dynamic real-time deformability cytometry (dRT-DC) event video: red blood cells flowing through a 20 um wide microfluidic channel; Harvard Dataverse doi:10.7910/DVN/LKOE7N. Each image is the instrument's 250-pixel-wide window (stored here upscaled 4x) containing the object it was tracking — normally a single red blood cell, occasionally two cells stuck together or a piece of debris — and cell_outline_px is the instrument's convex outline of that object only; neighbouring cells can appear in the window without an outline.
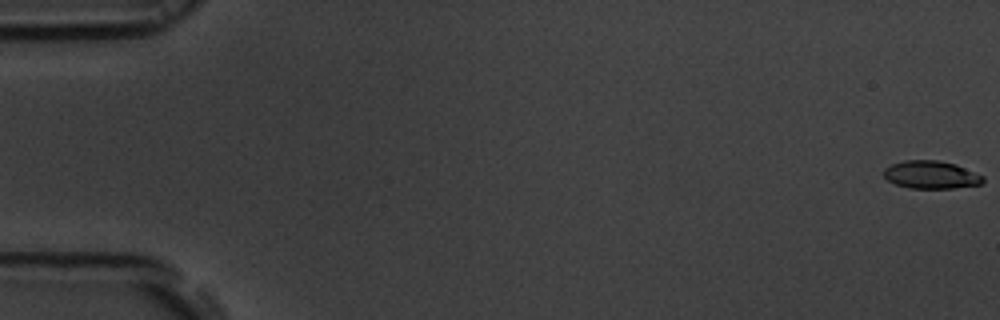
{"species": "common noctule bat (a hibernating species)", "species_latin": "Nyctalus noctula", "temperature_condition": "room temperature", "stored_images_in_passage": 55, "camera_frame_rate_fps": 3000, "um_per_image_px": 0.085, "animal": {"sex": "male", "body_mass_g": 19.5, "forearm_length_mm": 54.6}, "frame": {"image": 1, "passage_image": 1, "time_ms": 0.0, "image_size_px": [1000, 320], "cell_outline_px": [[984, 184], [952, 188], [908, 188], [896, 184], [888, 180], [884, 176], [884, 168], [892, 164], [904, 160], [940, 160], [956, 164], [984, 176]], "centroid_in_image_um": [79.16, 14.85], "position_along_channel_um": 5.8, "area_um2": 16.18}}
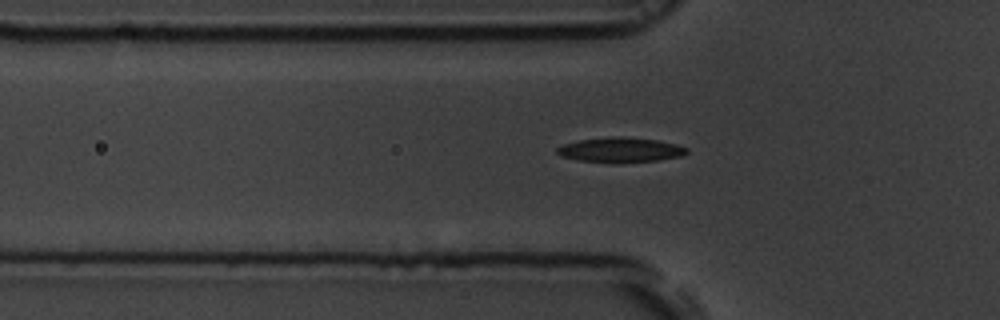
{"frame": {"image": 2, "passage_image": 19, "time_ms": 6.0, "image_size_px": [1000, 320], "cell_outline_px": [[688, 152], [684, 156], [656, 160], [612, 164], [580, 160], [560, 156], [556, 152], [556, 148], [564, 144], [580, 140], [612, 136], [620, 136], [656, 140], [676, 144], [688, 148]], "centroid_in_image_um": [52.74, 12.75], "position_along_channel_um": 73.1, "area_um2": 18.96}}
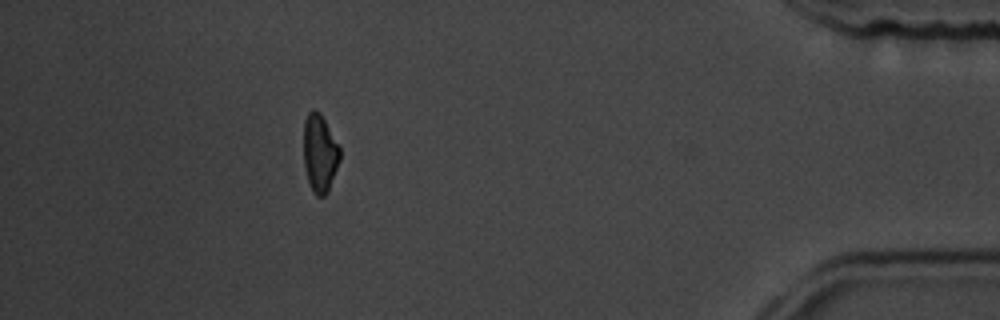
{"frame": {"image": 3, "passage_image": 50, "time_ms": 16.333, "image_size_px": [1000, 320], "cell_outline_px": [[340, 160], [328, 192], [324, 196], [316, 196], [312, 192], [308, 180], [304, 164], [304, 120], [308, 112], [312, 108], [316, 108], [320, 112], [340, 148]], "centroid_in_image_um": [27.18, 13.01], "position_along_channel_um": 408.0, "area_um2": 16.53}, "authors_computed_cell_mechanics": {"area_um2": 17.5712, "velocity_mm_per_s": 3.7492, "shape_relaxation_time_tau1_ms": 4.9389, "shape_relaxation_time_tau2_ms": 7.6407, "deformation_change_tau1": 0.1536, "deformation_change_tau2": 0.1584}}